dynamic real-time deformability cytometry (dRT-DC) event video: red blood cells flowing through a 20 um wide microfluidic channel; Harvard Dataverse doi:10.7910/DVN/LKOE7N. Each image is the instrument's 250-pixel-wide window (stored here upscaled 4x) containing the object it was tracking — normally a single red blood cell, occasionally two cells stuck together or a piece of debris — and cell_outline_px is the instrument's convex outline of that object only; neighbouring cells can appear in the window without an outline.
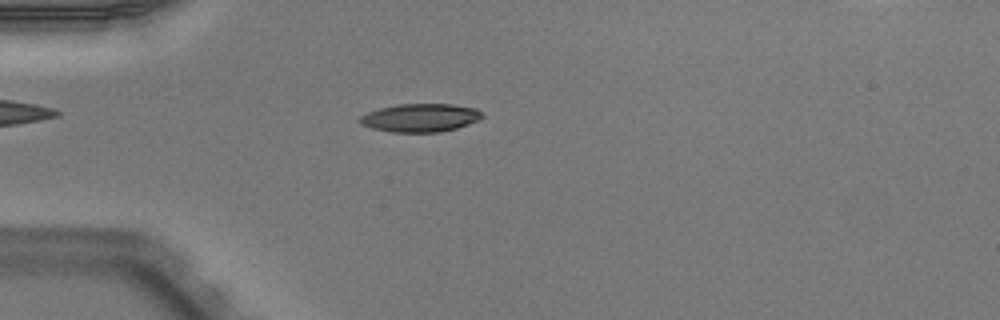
{"species": "Egyptian fruit bat (a non-hibernating species)", "species_latin": "Rousettus aegyptiacus", "temperature_condition": "warm", "stored_images_in_passage": 51, "camera_frame_rate_fps": 3000, "um_per_image_px": 0.085, "animal": {"sex": "male"}, "frame": {"image": 1, "passage_image": 14, "time_ms": 4.333, "image_size_px": [1000, 320], "cell_outline_px": [[484, 116], [480, 120], [456, 128], [440, 132], [392, 132], [372, 128], [360, 124], [356, 120], [360, 116], [368, 112], [380, 108], [400, 104], [452, 104], [476, 108]], "centroid_in_image_um": [35.72, 10.01], "position_along_channel_um": 49.3, "area_um2": 20.17}}
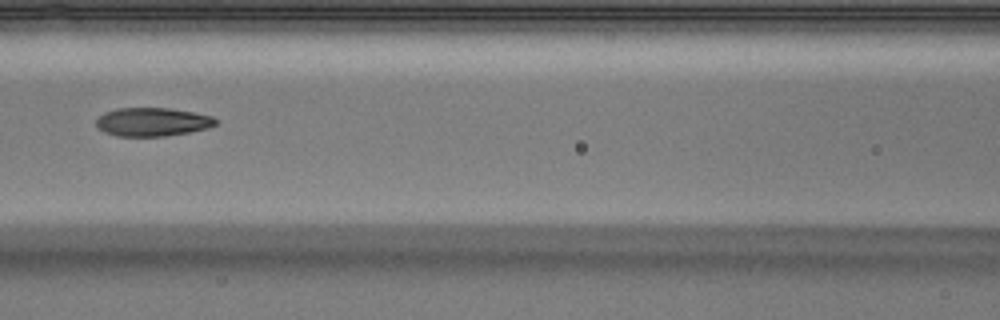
{"frame": {"image": 2, "passage_image": 23, "time_ms": 7.333, "image_size_px": [1000, 320], "cell_outline_px": [[216, 124], [208, 128], [188, 132], [164, 136], [116, 136], [104, 132], [96, 124], [96, 120], [104, 112], [116, 108], [168, 108], [196, 112], [212, 116], [216, 120]], "centroid_in_image_um": [12.95, 10.35], "position_along_channel_um": 153.6, "area_um2": 19.83}}
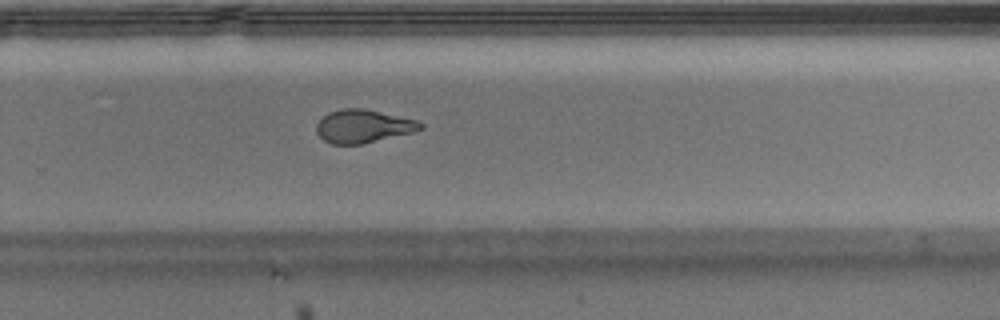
{"frame": {"image": 3, "passage_image": 34, "time_ms": 11.0, "image_size_px": [1000, 320], "cell_outline_px": [[424, 128], [412, 132], [364, 144], [332, 144], [324, 140], [316, 132], [316, 124], [328, 112], [344, 108], [364, 108], [416, 120], [424, 124]], "centroid_in_image_um": [30.86, 10.73], "position_along_channel_um": 298.9, "area_um2": 20.06}, "authors_computed_cell_mechanics": {"area_um2": 20.2878, "velocity_mm_per_s": 3.975, "shape_relaxation_time_tau1_ms": null, "shape_relaxation_time_tau2_ms": 1.7863, "deformation_change_tau1": null, "deformation_change_tau2": 0.0894}}